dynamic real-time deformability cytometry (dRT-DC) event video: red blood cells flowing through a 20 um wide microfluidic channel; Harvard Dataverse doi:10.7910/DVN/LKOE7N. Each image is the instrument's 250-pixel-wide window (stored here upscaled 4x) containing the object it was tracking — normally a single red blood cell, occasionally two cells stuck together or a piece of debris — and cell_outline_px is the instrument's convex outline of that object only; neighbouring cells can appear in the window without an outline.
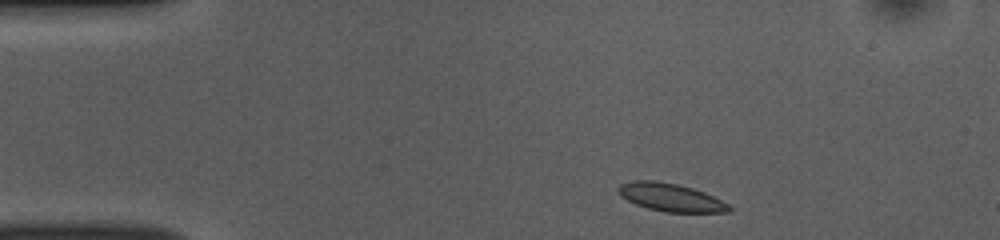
{"species": "common noctule bat (a hibernating species)", "species_latin": "Nyctalus noctula", "temperature_condition": "room temperature", "stored_images_in_passage": 44, "camera_frame_rate_fps": 3000, "um_per_image_px": 0.085, "animal": {"sex": "female", "body_mass_g": 10.0, "forearm_length_mm": 53.1}, "frame": {"image": 1, "passage_image": 1, "time_ms": 0.0, "image_size_px": [1000, 240], "cell_outline_px": [[732, 212], [664, 212], [648, 208], [636, 204], [620, 196], [616, 192], [616, 188], [620, 184], [632, 180], [656, 180], [676, 184], [692, 188], [704, 192], [728, 204], [732, 208]], "centroid_in_image_um": [56.96, 16.77], "position_along_channel_um": 28.0, "area_um2": 18.09}}
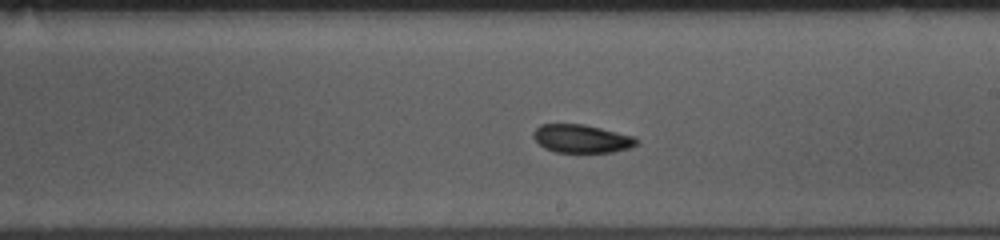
{"frame": {"image": 2, "passage_image": 22, "time_ms": 7.0, "image_size_px": [1000, 240], "cell_outline_px": [[640, 144], [632, 148], [612, 152], [556, 152], [544, 148], [532, 136], [532, 132], [540, 124], [584, 124], [636, 136], [640, 140]], "centroid_in_image_um": [49.5, 11.78], "position_along_channel_um": 239.5, "area_um2": 17.28}}
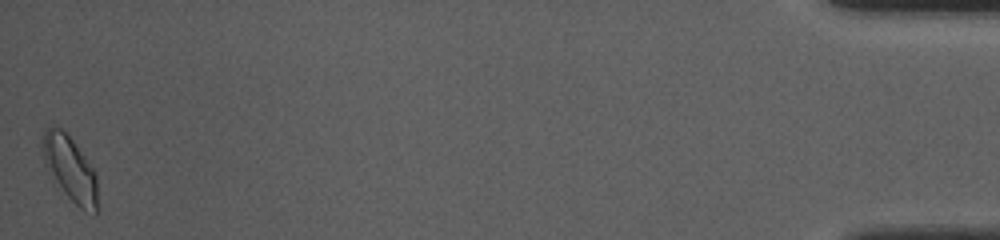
{"frame": {"image": 3, "passage_image": 44, "time_ms": 14.333, "image_size_px": [1000, 240], "cell_outline_px": [[96, 212], [80, 208], [52, 184], [44, 164], [44, 128], [60, 128], [72, 140], [96, 172]], "centroid_in_image_um": [5.92, 14.38], "position_along_channel_um": 429.3, "area_um2": 20.52}, "authors_computed_cell_mechanics": {"area_um2": 17.6001, "velocity_mm_per_s": 3.8365, "shape_relaxation_time_tau1_ms": 3.1836, "shape_relaxation_time_tau2_ms": 2.3933, "deformation_change_tau1": 0.0812, "deformation_change_tau2": 0.0558}}